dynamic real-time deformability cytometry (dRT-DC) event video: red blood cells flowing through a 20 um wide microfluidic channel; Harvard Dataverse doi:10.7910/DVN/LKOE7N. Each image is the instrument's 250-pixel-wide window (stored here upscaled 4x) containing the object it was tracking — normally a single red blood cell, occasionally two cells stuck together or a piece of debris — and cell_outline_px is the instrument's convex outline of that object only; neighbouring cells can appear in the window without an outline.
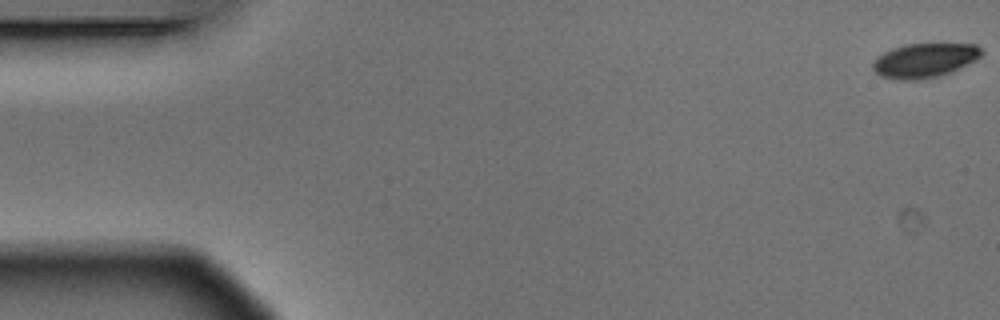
{"species": "Egyptian fruit bat (a non-hibernating species)", "species_latin": "Rousettus aegyptiacus", "temperature_condition": "warm", "stored_images_in_passage": 8, "camera_frame_rate_fps": 3000, "um_per_image_px": 0.085, "animal": {"sex": "male"}, "frame": {"image": 1, "passage_image": 1, "time_ms": 0.0, "image_size_px": [1000, 320], "cell_outline_px": [[984, 52], [976, 60], [940, 76], [916, 80], [900, 80], [880, 76], [872, 68], [872, 64], [876, 56], [892, 48], [904, 44], [976, 44]], "centroid_in_image_um": [78.55, 5.13], "position_along_channel_um": 6.4, "area_um2": 21.73}}
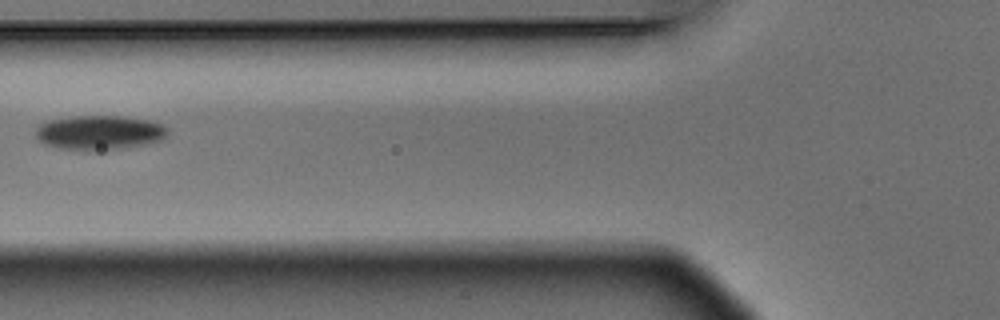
{"frame": {"image": 2, "passage_image": 6, "time_ms": 1.667, "image_size_px": [1000, 320], "cell_outline_px": [[168, 136], [160, 140], [144, 144], [120, 148], [56, 148], [44, 144], [36, 136], [36, 128], [40, 124], [48, 120], [72, 116], [124, 116], [148, 120], [164, 124], [168, 128]], "centroid_in_image_um": [8.47, 11.23], "position_along_channel_um": 117.3, "area_um2": 25.95}}
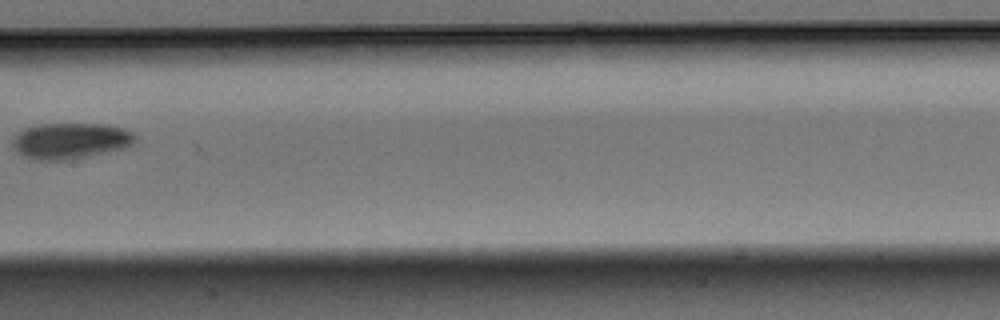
{"frame": {"image": 3, "passage_image": 8, "time_ms": 2.333, "image_size_px": [1000, 320], "cell_outline_px": [[136, 140], [132, 144], [124, 148], [64, 160], [36, 160], [24, 156], [16, 152], [12, 144], [12, 140], [16, 132], [24, 128], [40, 124], [104, 124], [124, 128], [132, 132], [136, 136]], "centroid_in_image_um": [5.94, 11.95], "position_along_channel_um": 201.5, "area_um2": 25.61}}